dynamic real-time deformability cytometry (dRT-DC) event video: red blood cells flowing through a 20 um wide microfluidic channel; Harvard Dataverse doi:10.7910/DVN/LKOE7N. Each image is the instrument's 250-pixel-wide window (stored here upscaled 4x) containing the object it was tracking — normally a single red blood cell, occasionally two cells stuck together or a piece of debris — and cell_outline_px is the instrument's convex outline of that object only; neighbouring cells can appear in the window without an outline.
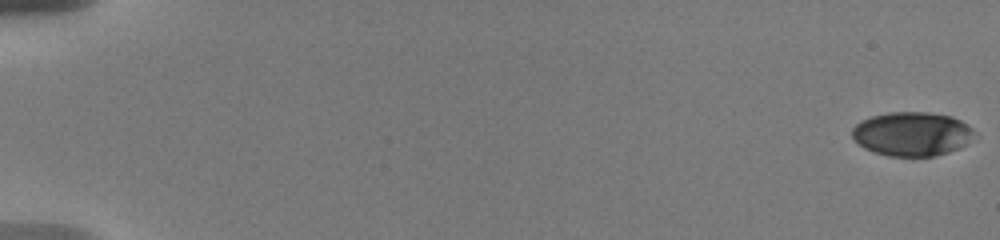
{"species": "human", "species_latin": "Homo sapiens", "temperature_condition": "warm", "stored_images_in_passage": 25, "camera_frame_rate_fps": 3000, "um_per_image_px": 0.085, "donor": {"sex": "male"}, "frame": {"image": 1, "passage_image": 1, "time_ms": 0.0, "image_size_px": [1000, 240], "cell_outline_px": [[972, 132], [968, 144], [948, 152], [936, 156], [888, 156], [872, 152], [864, 148], [852, 136], [852, 128], [860, 120], [872, 116], [888, 112], [928, 112], [952, 116], [960, 120], [972, 128]], "centroid_in_image_um": [77.49, 11.38], "position_along_channel_um": 7.5, "area_um2": 31.33}}
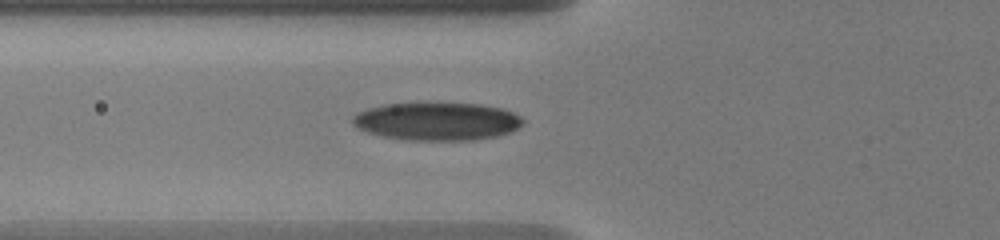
{"frame": {"image": 2, "passage_image": 22, "time_ms": 7.333, "image_size_px": [1000, 240], "cell_outline_px": [[524, 124], [512, 132], [496, 136], [472, 140], [412, 140], [384, 136], [368, 132], [352, 124], [352, 116], [356, 112], [368, 108], [384, 104], [416, 100], [480, 104], [504, 108], [520, 116], [524, 120]], "centroid_in_image_um": [37.15, 10.26], "position_along_channel_um": 88.7, "area_um2": 38.84}}
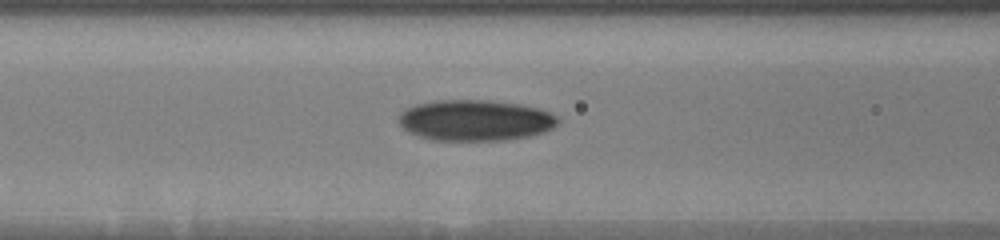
{"frame": {"image": 3, "passage_image": 25, "time_ms": 8.333, "image_size_px": [1000, 240], "cell_outline_px": [[560, 120], [552, 128], [544, 132], [528, 136], [504, 140], [432, 140], [408, 132], [400, 124], [400, 112], [416, 104], [436, 100], [488, 100], [520, 104], [536, 108], [548, 112], [556, 116]], "centroid_in_image_um": [40.39, 10.22], "position_along_channel_um": 126.2, "area_um2": 37.74}}